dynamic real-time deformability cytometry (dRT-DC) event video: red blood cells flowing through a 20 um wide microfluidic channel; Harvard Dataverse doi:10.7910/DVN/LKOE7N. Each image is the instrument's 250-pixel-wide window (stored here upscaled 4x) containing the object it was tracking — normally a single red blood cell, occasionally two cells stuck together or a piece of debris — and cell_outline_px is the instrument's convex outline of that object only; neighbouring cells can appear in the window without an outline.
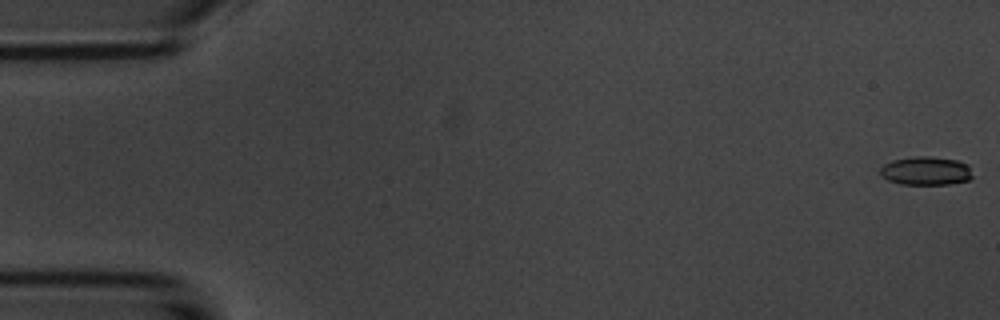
{"species": "common noctule bat (a hibernating species)", "species_latin": "Nyctalus noctula", "temperature_condition": "room temperature", "stored_images_in_passage": 4, "camera_frame_rate_fps": 3000, "um_per_image_px": 0.085, "animal": {"sex": "male", "body_mass_g": 20.1, "forearm_length_mm": 53.5}, "frame": {"image": 1, "passage_image": 1, "time_ms": 0.0, "image_size_px": [1000, 320], "cell_outline_px": [[972, 176], [968, 180], [948, 184], [900, 184], [888, 180], [880, 176], [880, 168], [884, 164], [892, 160], [916, 156], [928, 156], [956, 160], [968, 164]], "centroid_in_image_um": [78.67, 14.52], "position_along_channel_um": 6.3, "area_um2": 15.32}}